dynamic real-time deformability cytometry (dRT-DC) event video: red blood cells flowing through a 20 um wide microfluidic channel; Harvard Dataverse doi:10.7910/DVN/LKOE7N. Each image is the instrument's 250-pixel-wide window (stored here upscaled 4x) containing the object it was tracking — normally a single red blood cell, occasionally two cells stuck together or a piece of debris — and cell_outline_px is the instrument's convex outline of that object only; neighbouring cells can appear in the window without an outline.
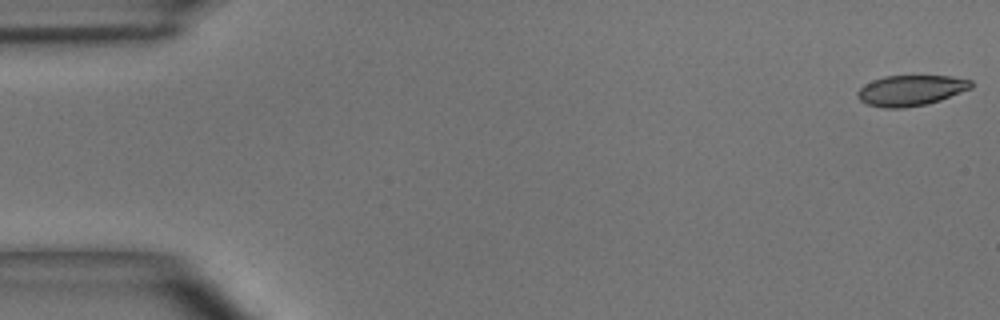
{"species": "common noctule bat (a hibernating species)", "species_latin": "Nyctalus noctula", "temperature_condition": "room temperature", "stored_images_in_passage": 6, "camera_frame_rate_fps": 3000, "um_per_image_px": 0.085, "animal": {"sex": "male", "body_mass_g": 15.6}, "frame": {"image": 1, "passage_image": 1, "time_ms": 0.0, "image_size_px": [1000, 320], "cell_outline_px": [[972, 88], [940, 100], [924, 104], [904, 108], [884, 108], [868, 104], [860, 100], [856, 96], [856, 92], [864, 84], [872, 80], [884, 76], [952, 76], [972, 80]], "centroid_in_image_um": [77.4, 7.68], "position_along_channel_um": 7.6, "area_um2": 20.23}}
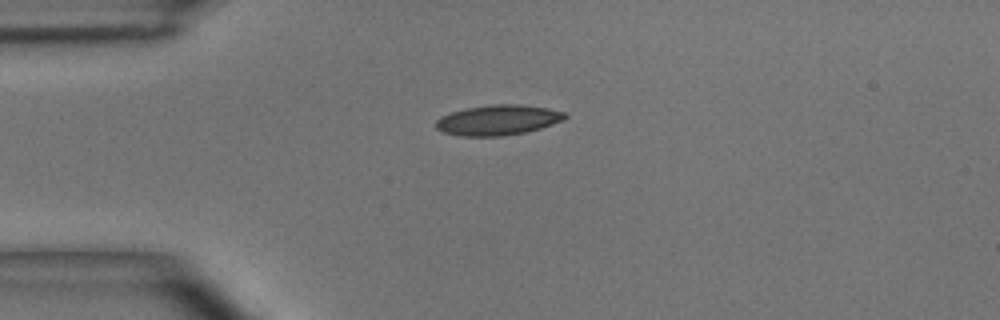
{"frame": {"image": 2, "passage_image": 4, "time_ms": 1.0, "image_size_px": [1000, 320], "cell_outline_px": [[568, 116], [564, 120], [528, 132], [504, 136], [464, 136], [444, 132], [436, 128], [436, 120], [440, 116], [452, 112], [468, 108], [492, 104], [520, 104], [548, 108], [564, 112]], "centroid_in_image_um": [42.35, 10.2], "position_along_channel_um": 42.6, "area_um2": 22.72}}
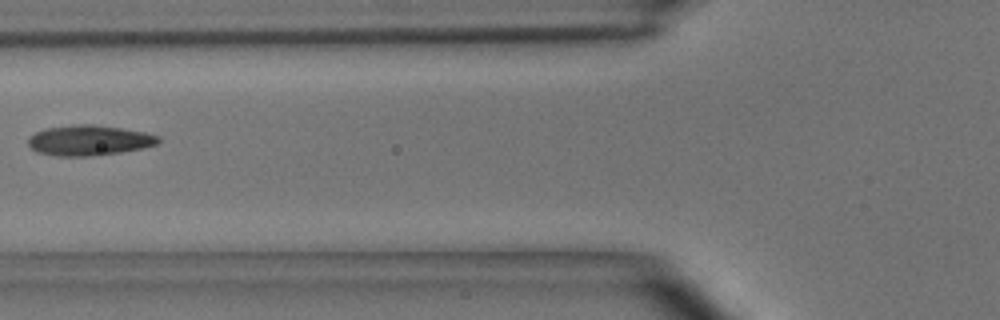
{"frame": {"image": 3, "passage_image": 6, "time_ms": 1.667, "image_size_px": [1000, 320], "cell_outline_px": [[160, 140], [156, 144], [140, 148], [120, 152], [88, 156], [60, 156], [36, 152], [28, 144], [28, 136], [44, 128], [76, 124], [96, 124], [144, 132], [160, 136]], "centroid_in_image_um": [7.53, 11.91], "position_along_channel_um": 118.3, "area_um2": 22.89}}